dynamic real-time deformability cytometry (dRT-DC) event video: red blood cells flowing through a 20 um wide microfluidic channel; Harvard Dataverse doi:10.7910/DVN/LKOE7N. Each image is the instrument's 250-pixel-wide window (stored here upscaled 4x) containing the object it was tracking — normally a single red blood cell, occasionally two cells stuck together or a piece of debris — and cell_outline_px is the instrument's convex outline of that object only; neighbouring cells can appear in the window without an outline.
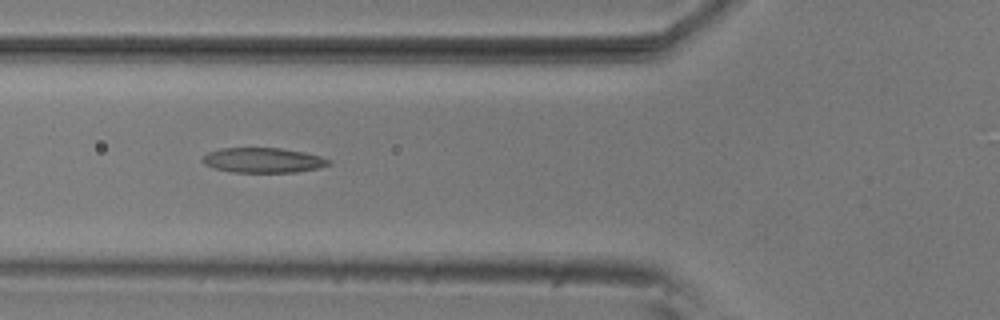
{"species": "common noctule bat (a hibernating species)", "species_latin": "Nyctalus noctula", "temperature_condition": "room temperature", "stored_images_in_passage": 22, "camera_frame_rate_fps": 3000, "um_per_image_px": 0.085, "animal": {"sex": "male", "body_mass_g": 20.5, "forearm_length_mm": 52.5}, "frame": {"image": 1, "passage_image": 7, "time_ms": 2.0, "image_size_px": [1000, 320], "cell_outline_px": [[332, 164], [320, 168], [296, 172], [232, 172], [216, 168], [204, 164], [200, 160], [208, 152], [220, 148], [280, 148], [304, 152], [320, 156], [332, 160]], "centroid_in_image_um": [22.4, 13.62], "position_along_channel_um": 103.4, "area_um2": 18.44}}
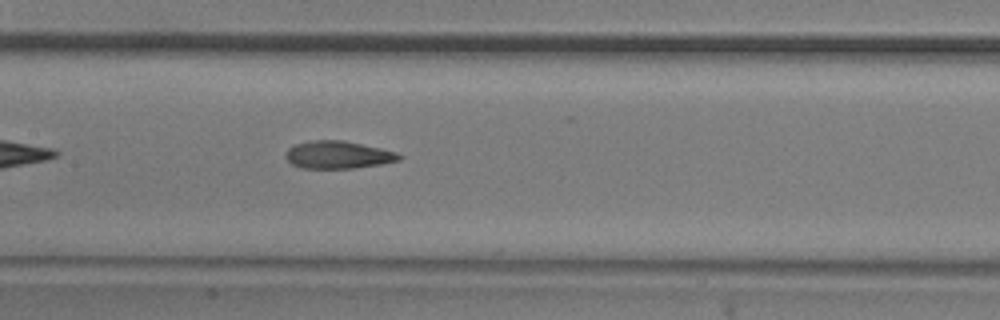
{"frame": {"image": 2, "passage_image": 13, "time_ms": 4.0, "image_size_px": [1000, 320], "cell_outline_px": [[404, 156], [400, 160], [380, 164], [352, 168], [300, 168], [292, 164], [284, 156], [288, 148], [296, 144], [312, 140], [344, 140], [380, 148], [396, 152]], "centroid_in_image_um": [28.73, 13.16], "position_along_channel_um": 178.7, "area_um2": 18.21}}
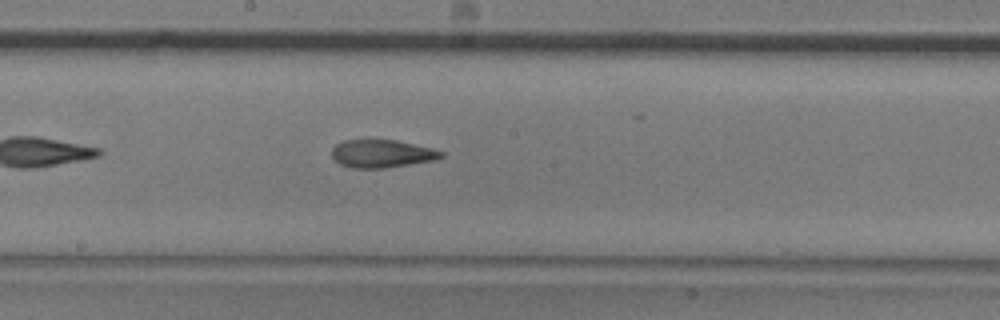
{"frame": {"image": 3, "passage_image": 16, "time_ms": 5.0, "image_size_px": [1000, 320], "cell_outline_px": [[444, 156], [436, 160], [384, 168], [352, 168], [340, 164], [332, 156], [332, 148], [336, 144], [344, 140], [396, 140], [432, 148], [444, 152]], "centroid_in_image_um": [32.47, 13.06], "position_along_channel_um": 215.7, "area_um2": 17.74}}